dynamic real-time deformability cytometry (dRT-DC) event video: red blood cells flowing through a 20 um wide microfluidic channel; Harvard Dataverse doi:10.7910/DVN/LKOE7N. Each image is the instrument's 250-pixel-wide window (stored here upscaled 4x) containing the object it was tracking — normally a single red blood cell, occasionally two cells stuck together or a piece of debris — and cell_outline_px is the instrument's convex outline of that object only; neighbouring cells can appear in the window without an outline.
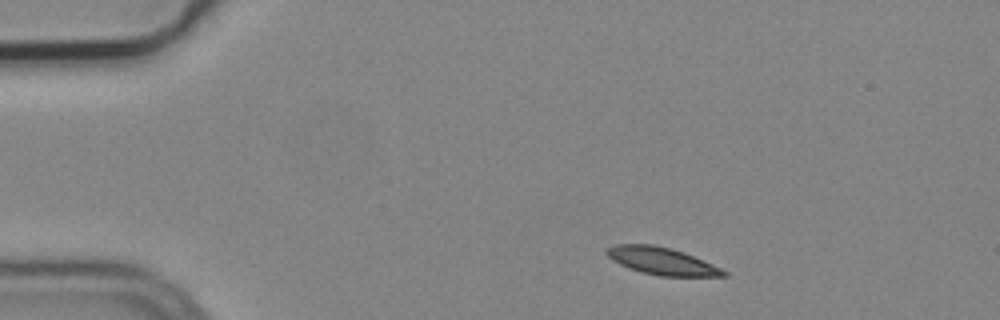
{"species": "common noctule bat (a hibernating species)", "species_latin": "Nyctalus noctula", "temperature_condition": "cold", "stored_images_in_passage": 2, "camera_frame_rate_fps": 3000, "um_per_image_px": 0.085, "animal": {"sex": "male", "body_mass_g": 19.2, "forearm_length_mm": 51.8}, "frame": {"image": 1, "passage_image": 1, "time_ms": 0.0, "image_size_px": [1000, 320], "cell_outline_px": [[728, 276], [660, 276], [644, 272], [620, 264], [612, 260], [604, 252], [608, 248], [616, 244], [652, 244], [672, 248], [684, 252], [704, 260], [728, 272]], "centroid_in_image_um": [56.27, 22.17], "position_along_channel_um": 28.7, "area_um2": 18.44}}